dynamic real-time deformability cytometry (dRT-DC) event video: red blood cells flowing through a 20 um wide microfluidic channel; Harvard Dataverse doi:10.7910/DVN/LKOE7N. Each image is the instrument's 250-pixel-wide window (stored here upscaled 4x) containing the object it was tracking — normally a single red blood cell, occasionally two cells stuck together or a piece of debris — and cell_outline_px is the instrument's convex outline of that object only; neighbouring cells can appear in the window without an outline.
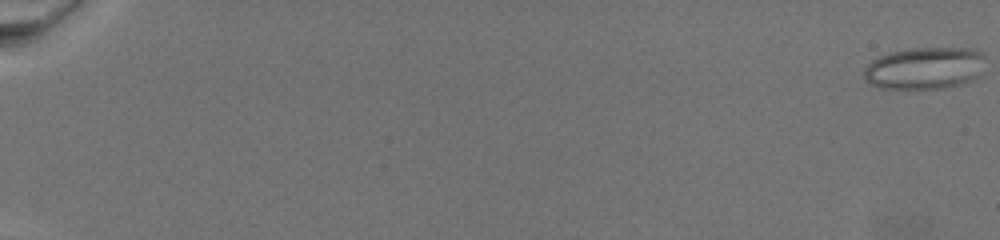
{"species": "common noctule bat (a hibernating species)", "species_latin": "Nyctalus noctula", "temperature_condition": "warm", "stored_images_in_passage": 97, "camera_frame_rate_fps": 3000, "um_per_image_px": 0.085, "animal": {"sex": "female", "body_mass_g": 19.5, "forearm_length_mm": 54.1}, "frame": {"image": 1, "passage_image": 1, "time_ms": 0.0, "image_size_px": [1000, 240], "cell_outline_px": [[984, 56], [976, 76], [972, 80], [960, 84], [944, 88], [880, 88], [864, 80], [864, 68], [872, 60], [880, 56], [892, 52], [912, 48], [976, 48], [984, 52]], "centroid_in_image_um": [78.57, 5.78], "position_along_channel_um": 6.4, "area_um2": 29.48}}
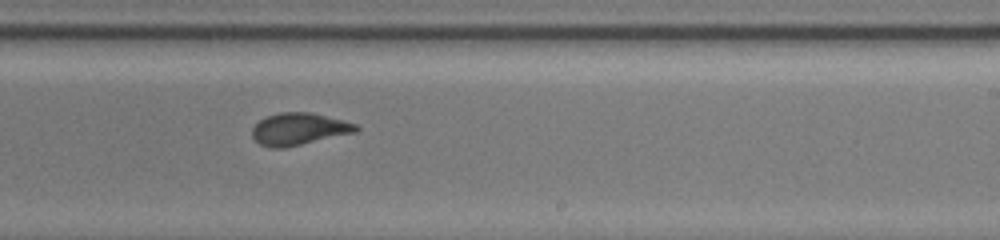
{"frame": {"image": 2, "passage_image": 63, "time_ms": 16.333, "image_size_px": [1000, 240], "cell_outline_px": [[360, 128], [356, 132], [284, 148], [268, 148], [260, 144], [252, 136], [252, 128], [260, 120], [268, 116], [280, 112], [312, 112], [344, 120], [356, 124]], "centroid_in_image_um": [25.41, 10.96], "position_along_channel_um": 263.6, "area_um2": 19.42}}
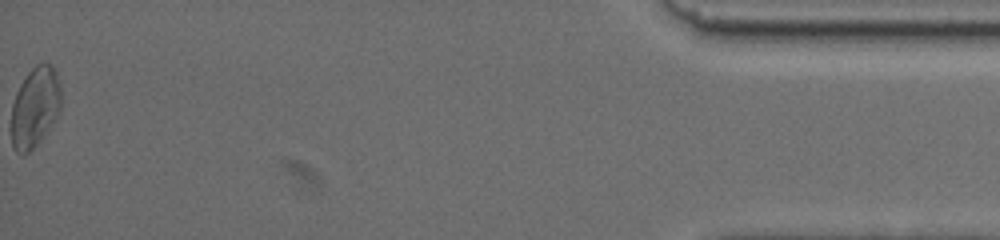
{"frame": {"image": 3, "passage_image": 97, "time_ms": 24.667, "image_size_px": [1000, 240], "cell_outline_px": [[60, 108], [56, 116], [36, 144], [28, 152], [16, 152], [12, 144], [12, 104], [16, 92], [20, 84], [28, 72], [36, 64], [52, 64], [56, 72], [60, 88]], "centroid_in_image_um": [2.96, 9.05], "position_along_channel_um": 432.2, "area_um2": 22.54}}